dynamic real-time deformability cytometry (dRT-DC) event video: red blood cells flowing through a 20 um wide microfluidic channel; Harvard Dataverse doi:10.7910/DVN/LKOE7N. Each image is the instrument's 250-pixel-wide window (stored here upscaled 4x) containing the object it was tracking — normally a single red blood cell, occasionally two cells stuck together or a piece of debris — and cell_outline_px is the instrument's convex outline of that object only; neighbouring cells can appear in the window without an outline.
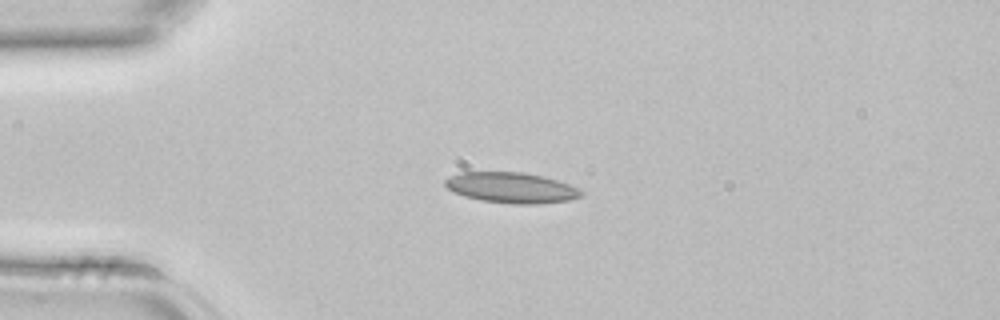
{"species": "common noctule bat (a hibernating species)", "species_latin": "Nyctalus noctula", "temperature_condition": "room temperature", "stored_images_in_passage": 3, "camera_frame_rate_fps": 3000, "um_per_image_px": 0.085, "animal": {"sex": "female", "body_mass_g": 22.7, "forearm_length_mm": 54.2}, "frame": {"image": 1, "passage_image": 3, "time_ms": 0.667, "image_size_px": [1000, 320], "cell_outline_px": [[584, 192], [580, 196], [568, 200], [536, 204], [512, 204], [480, 200], [464, 196], [448, 188], [444, 184], [444, 180], [448, 176], [460, 172], [524, 172], [544, 176], [568, 184]], "centroid_in_image_um": [43.43, 15.95], "position_along_channel_um": 41.6, "area_um2": 24.16}}